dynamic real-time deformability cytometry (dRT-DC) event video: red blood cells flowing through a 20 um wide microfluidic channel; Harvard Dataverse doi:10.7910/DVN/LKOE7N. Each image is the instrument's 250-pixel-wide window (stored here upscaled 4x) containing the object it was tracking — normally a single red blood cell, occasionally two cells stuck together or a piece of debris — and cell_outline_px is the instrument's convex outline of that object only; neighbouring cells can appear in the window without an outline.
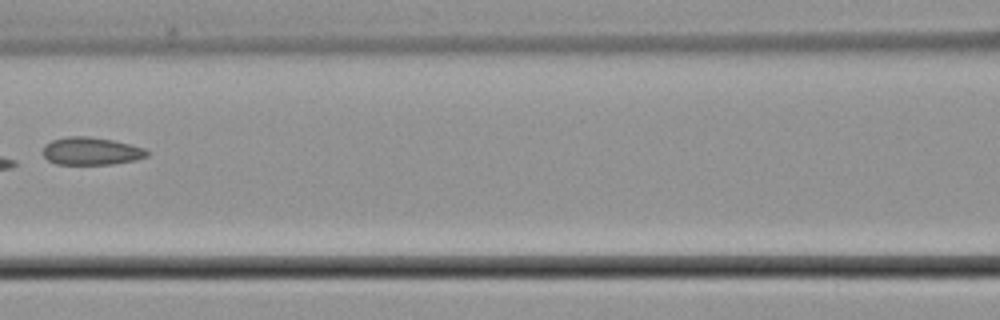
{"species": "common noctule bat (a hibernating species)", "species_latin": "Nyctalus noctula", "temperature_condition": "cold", "stored_images_in_passage": 7, "camera_frame_rate_fps": 3000, "um_per_image_px": 0.085, "animal": {"sex": "male", "body_mass_g": 21.5, "forearm_length_mm": 52.0}, "frame": {"image": 1, "passage_image": 7, "time_ms": 7.667, "image_size_px": [1000, 320], "cell_outline_px": [[148, 156], [136, 160], [112, 164], [56, 164], [48, 160], [40, 152], [44, 144], [52, 140], [68, 136], [88, 136], [112, 140], [144, 148], [148, 152]], "centroid_in_image_um": [7.7, 12.84], "position_along_channel_um": 158.9, "area_um2": 16.88}}